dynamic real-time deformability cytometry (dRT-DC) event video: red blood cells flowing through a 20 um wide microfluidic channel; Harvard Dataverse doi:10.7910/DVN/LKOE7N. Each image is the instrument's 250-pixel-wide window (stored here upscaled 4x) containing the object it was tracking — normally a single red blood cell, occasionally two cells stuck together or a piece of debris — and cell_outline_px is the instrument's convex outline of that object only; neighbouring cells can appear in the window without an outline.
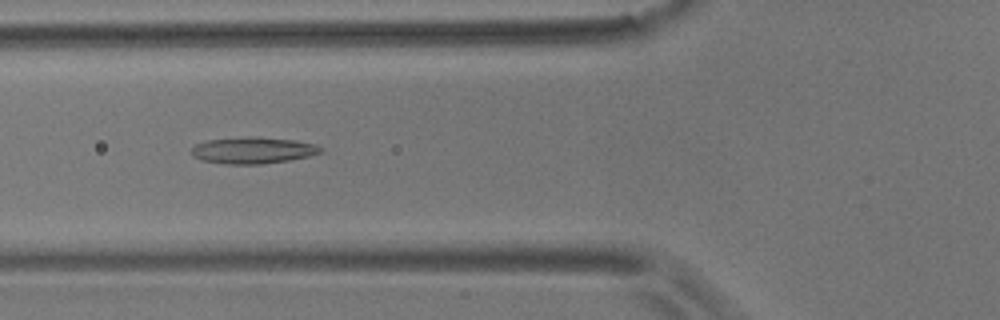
{"species": "common noctule bat (a hibernating species)", "species_latin": "Nyctalus noctula", "temperature_condition": "room temperature", "stored_images_in_passage": 42, "camera_frame_rate_fps": 3000, "um_per_image_px": 0.085, "animal": {"sex": "male", "body_mass_g": 17.9}, "frame": {"image": 1, "passage_image": 7, "time_ms": 2.0, "image_size_px": [1000, 320], "cell_outline_px": [[324, 152], [308, 156], [288, 160], [260, 164], [228, 164], [200, 160], [192, 156], [192, 148], [196, 144], [208, 140], [248, 136], [256, 136], [296, 140], [316, 144], [324, 148]], "centroid_in_image_um": [21.53, 12.77], "position_along_channel_um": 104.3, "area_um2": 20.11}}
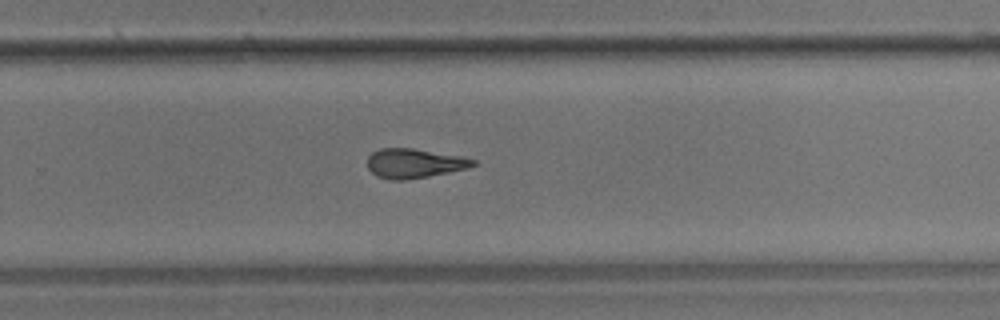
{"frame": {"image": 2, "passage_image": 23, "time_ms": 7.333, "image_size_px": [1000, 320], "cell_outline_px": [[476, 164], [468, 168], [428, 176], [404, 180], [388, 180], [376, 176], [368, 168], [368, 156], [372, 152], [380, 148], [412, 148], [460, 156], [476, 160]], "centroid_in_image_um": [35.18, 13.88], "position_along_channel_um": 294.6, "area_um2": 18.03}}
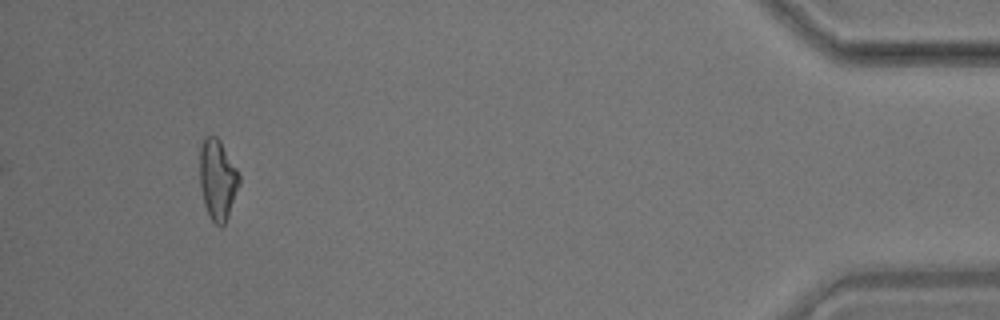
{"frame": {"image": 3, "passage_image": 39, "time_ms": 12.667, "image_size_px": [1000, 320], "cell_outline_px": [[240, 184], [228, 216], [224, 224], [220, 228], [208, 216], [204, 204], [200, 184], [200, 148], [204, 136], [216, 136], [220, 140], [236, 168], [240, 176]], "centroid_in_image_um": [18.49, 15.27], "position_along_channel_um": 416.7, "area_um2": 18.5}, "authors_computed_cell_mechanics": {"area_um2": 18.4382, "velocity_mm_per_s": 3.5644, "shape_relaxation_time_tau1_ms": null, "shape_relaxation_time_tau2_ms": 3.7562, "deformation_change_tau1": null, "deformation_change_tau2": 0.1533}}